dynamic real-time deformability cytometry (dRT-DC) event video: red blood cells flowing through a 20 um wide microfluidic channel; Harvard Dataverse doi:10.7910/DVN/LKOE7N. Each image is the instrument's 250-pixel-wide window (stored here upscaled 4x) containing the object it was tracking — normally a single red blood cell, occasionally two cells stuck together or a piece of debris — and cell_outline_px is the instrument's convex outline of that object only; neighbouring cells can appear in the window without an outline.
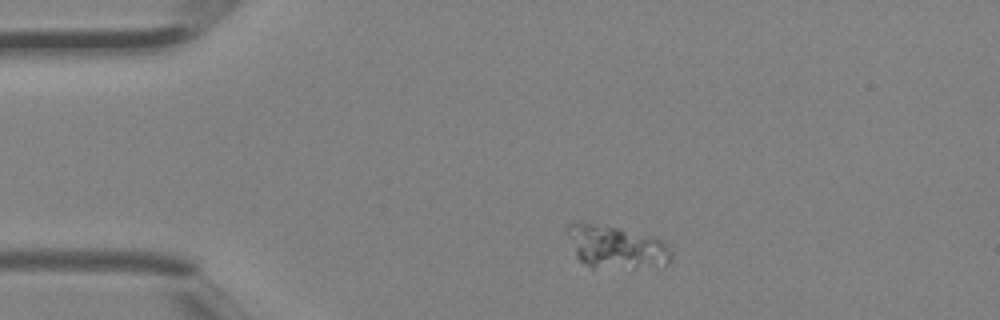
{"species": "Egyptian fruit bat (a non-hibernating species)", "species_latin": "Rousettus aegyptiacus", "temperature_condition": "room temperature", "stored_images_in_passage": 2, "camera_frame_rate_fps": 3000, "um_per_image_px": 0.085, "animal": {"sex": "female"}, "frame": {"image": 1, "passage_image": 1, "time_ms": 0.0, "image_size_px": [1000, 320], "cell_outline_px": [[672, 256], [668, 264], [664, 268], [592, 268], [584, 264], [576, 256], [568, 236], [568, 224], [576, 220], [580, 220], [620, 228], [656, 236], [668, 244], [672, 252]], "centroid_in_image_um": [52.43, 21.0], "position_along_channel_um": 32.6, "area_um2": 26.99}}